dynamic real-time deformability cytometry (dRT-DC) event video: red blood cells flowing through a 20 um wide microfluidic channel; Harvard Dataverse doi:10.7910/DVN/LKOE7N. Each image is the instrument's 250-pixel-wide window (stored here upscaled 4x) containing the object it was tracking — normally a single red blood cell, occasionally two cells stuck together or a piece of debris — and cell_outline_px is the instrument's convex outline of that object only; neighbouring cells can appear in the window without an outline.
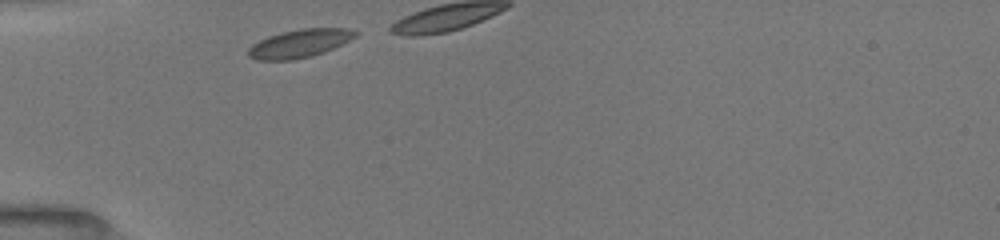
{"species": "common noctule bat (a hibernating species)", "species_latin": "Nyctalus noctula", "temperature_condition": "room temperature", "stored_images_in_passage": 13, "camera_frame_rate_fps": 3000, "um_per_image_px": 0.085, "animal": {"sex": "female", "body_mass_g": 19.5, "forearm_length_mm": 54.1}, "frame": {"image": 1, "passage_image": 1, "time_ms": 0.0, "image_size_px": [1000, 240], "cell_outline_px": [[360, 32], [356, 36], [324, 52], [312, 56], [292, 60], [256, 60], [248, 56], [248, 48], [252, 44], [268, 36], [280, 32], [300, 28], [344, 28]], "centroid_in_image_um": [25.42, 3.69], "position_along_channel_um": 59.6, "area_um2": 17.57}}
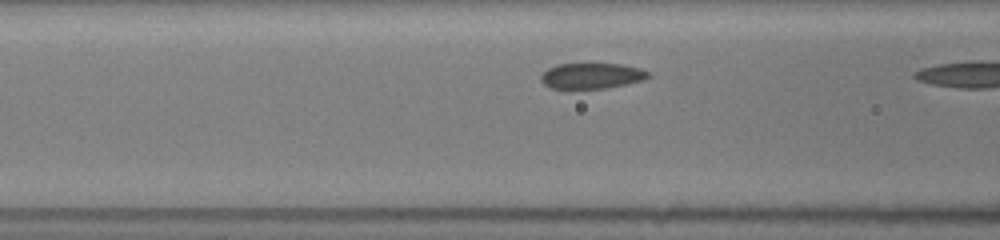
{"frame": {"image": 2, "passage_image": 11, "time_ms": 1.667, "image_size_px": [1000, 240], "cell_outline_px": [[652, 76], [644, 80], [604, 88], [572, 92], [552, 88], [544, 84], [540, 80], [540, 76], [548, 68], [560, 64], [620, 64], [640, 68], [648, 72]], "centroid_in_image_um": [50.24, 6.49], "position_along_channel_um": 116.4, "area_um2": 16.59}}